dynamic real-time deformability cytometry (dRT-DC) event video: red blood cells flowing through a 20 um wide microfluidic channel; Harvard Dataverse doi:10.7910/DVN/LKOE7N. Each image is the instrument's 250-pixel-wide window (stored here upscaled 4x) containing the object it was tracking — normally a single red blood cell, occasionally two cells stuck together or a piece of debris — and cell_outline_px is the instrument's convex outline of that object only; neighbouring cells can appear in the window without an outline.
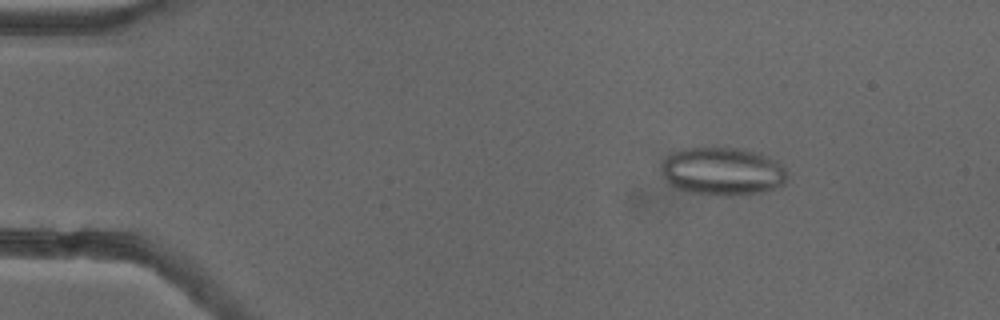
{"species": "common noctule bat (a hibernating species)", "species_latin": "Nyctalus noctula", "temperature_condition": "cold", "stored_images_in_passage": 53, "camera_frame_rate_fps": 3000, "um_per_image_px": 0.085, "animal": {"sex": "female"}, "frame": {"image": 1, "passage_image": 8, "time_ms": 2.333, "image_size_px": [1000, 320], "cell_outline_px": [[788, 176], [784, 184], [776, 188], [764, 192], [732, 196], [716, 196], [692, 192], [668, 184], [664, 176], [664, 160], [672, 152], [684, 148], [716, 144], [740, 148], [760, 152], [784, 164]], "centroid_in_image_um": [61.48, 14.52], "position_along_channel_um": 23.5, "area_um2": 36.3}}
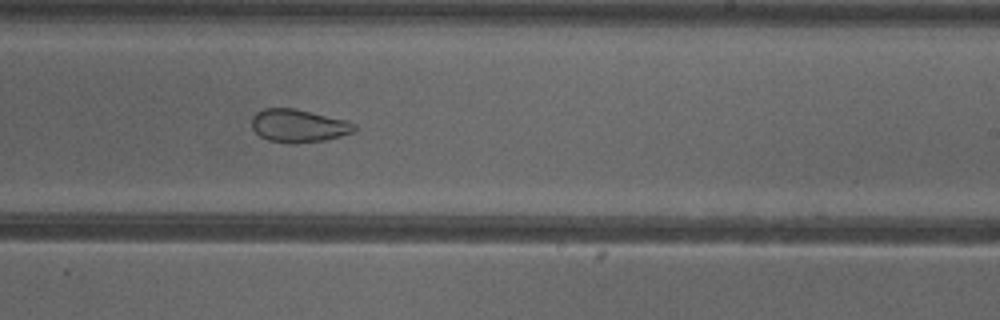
{"frame": {"image": 2, "passage_image": 33, "time_ms": 10.667, "image_size_px": [1000, 320], "cell_outline_px": [[356, 128], [352, 132], [340, 136], [324, 140], [292, 144], [268, 140], [260, 136], [252, 128], [252, 116], [256, 112], [264, 108], [296, 108], [348, 120], [356, 124]], "centroid_in_image_um": [25.37, 10.68], "position_along_channel_um": 263.6, "area_um2": 19.88}}
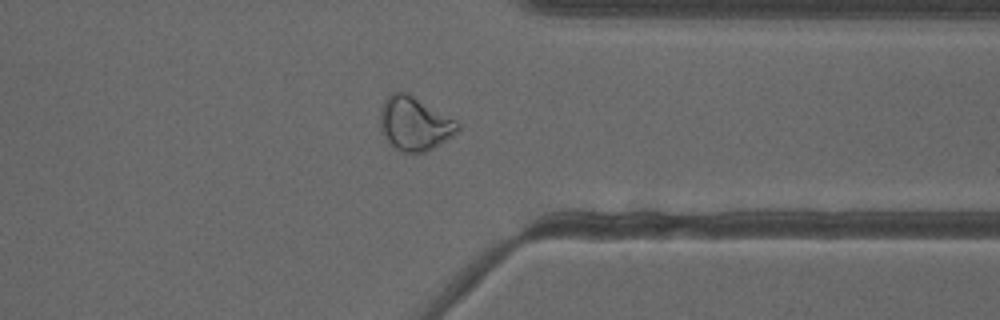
{"frame": {"image": 3, "passage_image": 42, "time_ms": 13.667, "image_size_px": [1000, 320], "cell_outline_px": [[460, 128], [452, 136], [432, 148], [424, 152], [400, 152], [388, 144], [380, 132], [380, 108], [384, 100], [392, 92], [404, 92], [412, 96], [456, 120], [460, 124]], "centroid_in_image_um": [35.18, 10.53], "position_along_channel_um": 376.2, "area_um2": 24.16}, "authors_computed_cell_mechanics": {"area_um2": 26.7614, "velocity_mm_per_s": 3.8606, "shape_relaxation_time_tau1_ms": null, "shape_relaxation_time_tau2_ms": 1.681, "deformation_change_tau1": null, "deformation_change_tau2": 0.0797}}